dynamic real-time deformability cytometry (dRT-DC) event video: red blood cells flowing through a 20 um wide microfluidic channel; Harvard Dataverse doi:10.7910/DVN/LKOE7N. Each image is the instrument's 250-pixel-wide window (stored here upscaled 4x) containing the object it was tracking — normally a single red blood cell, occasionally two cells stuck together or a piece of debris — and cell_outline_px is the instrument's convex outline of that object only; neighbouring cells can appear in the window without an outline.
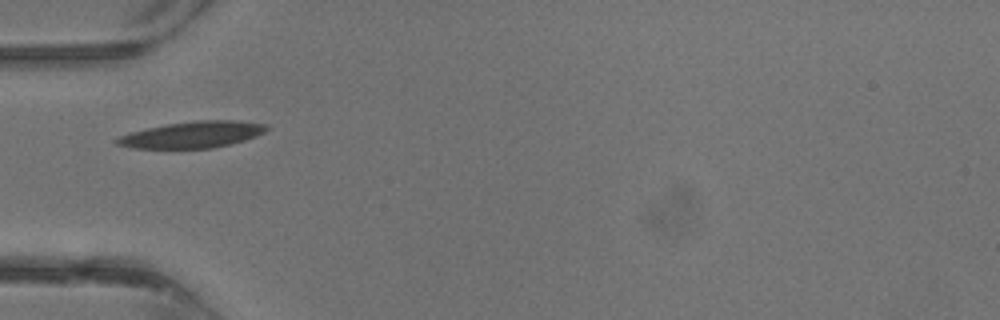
{"species": "common noctule bat (a hibernating species)", "species_latin": "Nyctalus noctula", "temperature_condition": "warm", "stored_images_in_passage": 27, "camera_frame_rate_fps": 3000, "um_per_image_px": 0.085, "animal": {"sex": "male", "body_mass_g": 13.3}, "frame": {"image": 1, "passage_image": 1, "time_ms": 0.0, "image_size_px": [1000, 320], "cell_outline_px": [[272, 128], [256, 136], [232, 144], [212, 148], [132, 148], [116, 144], [112, 140], [120, 136], [132, 132], [148, 128], [168, 124], [196, 120], [232, 120], [268, 124]], "centroid_in_image_um": [16.4, 11.44], "position_along_channel_um": 68.6, "area_um2": 23.06}}
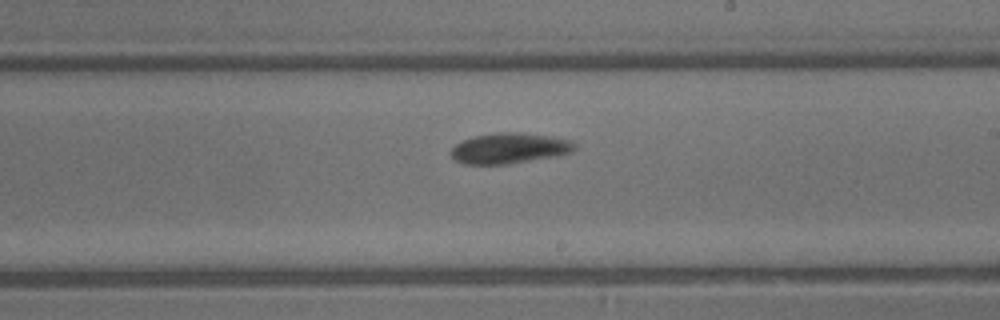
{"frame": {"image": 2, "passage_image": 11, "time_ms": 3.333, "image_size_px": [1000, 320], "cell_outline_px": [[576, 148], [572, 152], [560, 156], [508, 164], [464, 164], [456, 160], [448, 152], [456, 144], [464, 140], [476, 136], [496, 132], [520, 132], [552, 136], [572, 140], [576, 144]], "centroid_in_image_um": [43.35, 12.6], "position_along_channel_um": 245.6, "area_um2": 22.31}}
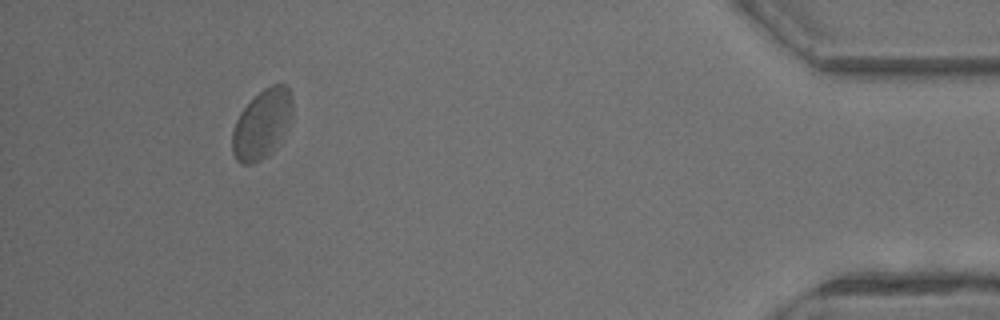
{"frame": {"image": 3, "passage_image": 24, "time_ms": 7.667, "image_size_px": [1000, 320], "cell_outline_px": [[292, 112], [284, 132], [276, 148], [260, 160], [252, 164], [240, 164], [236, 160], [232, 152], [232, 132], [236, 120], [240, 112], [264, 88], [272, 84], [284, 84], [288, 88], [292, 96]], "centroid_in_image_um": [22.25, 10.56], "position_along_channel_um": 413.0, "area_um2": 23.99}}